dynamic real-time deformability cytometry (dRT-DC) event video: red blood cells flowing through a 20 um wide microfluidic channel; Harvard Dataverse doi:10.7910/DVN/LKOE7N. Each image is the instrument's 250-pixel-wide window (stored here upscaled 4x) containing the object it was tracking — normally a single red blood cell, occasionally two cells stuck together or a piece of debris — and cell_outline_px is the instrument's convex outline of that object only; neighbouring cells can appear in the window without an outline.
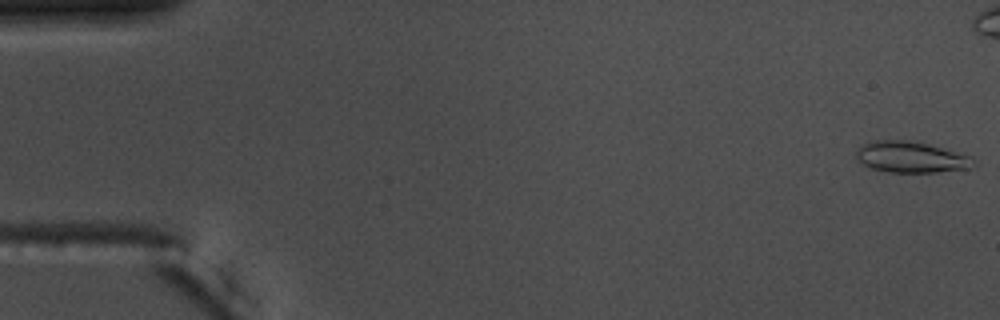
{"species": "common noctule bat (a hibernating species)", "species_latin": "Nyctalus noctula", "temperature_condition": "warm", "stored_images_in_passage": 46, "camera_frame_rate_fps": 3000, "um_per_image_px": 0.085, "animal": {"sex": "male", "body_mass_g": 17.5, "forearm_length_mm": 52.3}, "frame": {"image": 1, "passage_image": 1, "time_ms": 0.0, "image_size_px": [1000, 320], "cell_outline_px": [[976, 164], [972, 168], [936, 172], [888, 172], [872, 168], [864, 164], [856, 156], [856, 152], [864, 144], [872, 140], [916, 140], [972, 156], [976, 160]], "centroid_in_image_um": [77.51, 13.34], "position_along_channel_um": 7.5, "area_um2": 21.44}}
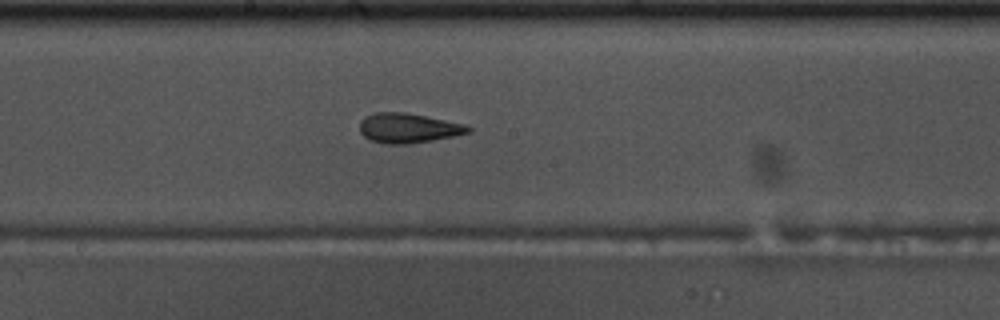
{"frame": {"image": 2, "passage_image": 30, "time_ms": 9.667, "image_size_px": [1000, 320], "cell_outline_px": [[472, 132], [432, 140], [408, 144], [384, 144], [372, 140], [364, 136], [360, 132], [360, 120], [364, 116], [376, 112], [404, 112], [464, 124], [472, 128]], "centroid_in_image_um": [34.67, 10.88], "position_along_channel_um": 213.5, "area_um2": 18.67}}
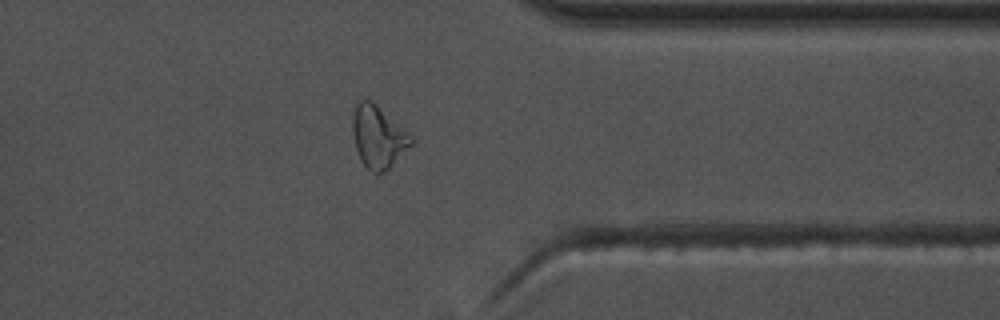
{"frame": {"image": 3, "passage_image": 44, "time_ms": 14.333, "image_size_px": [1000, 320], "cell_outline_px": [[416, 140], [384, 172], [372, 172], [360, 160], [356, 148], [352, 132], [352, 120], [356, 104], [360, 100], [372, 100], [412, 136]], "centroid_in_image_um": [32.14, 11.61], "position_along_channel_um": 379.3, "area_um2": 20.92}}